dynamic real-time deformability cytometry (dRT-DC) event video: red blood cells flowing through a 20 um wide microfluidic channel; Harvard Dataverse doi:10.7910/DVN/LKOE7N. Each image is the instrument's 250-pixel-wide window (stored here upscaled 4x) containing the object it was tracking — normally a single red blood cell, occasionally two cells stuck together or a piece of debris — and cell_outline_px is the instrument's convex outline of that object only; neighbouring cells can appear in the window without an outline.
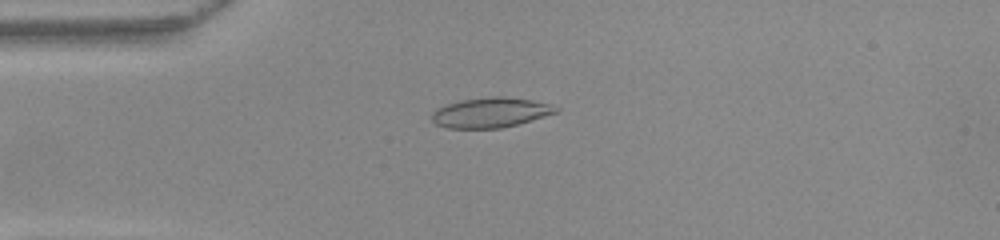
{"species": "common noctule bat (a hibernating species)", "species_latin": "Nyctalus noctula", "temperature_condition": "warm", "stored_images_in_passage": 51, "camera_frame_rate_fps": 3000, "um_per_image_px": 0.085, "animal": {"sex": "female", "body_mass_g": 22.0, "forearm_length_mm": 56.7}, "frame": {"image": 1, "passage_image": 13, "time_ms": 4.0, "image_size_px": [1000, 240], "cell_outline_px": [[560, 108], [556, 112], [516, 124], [500, 128], [448, 128], [436, 124], [432, 120], [432, 112], [436, 108], [460, 100], [492, 96], [504, 96], [532, 100], [548, 104]], "centroid_in_image_um": [41.65, 9.56], "position_along_channel_um": 43.4, "area_um2": 21.39}}
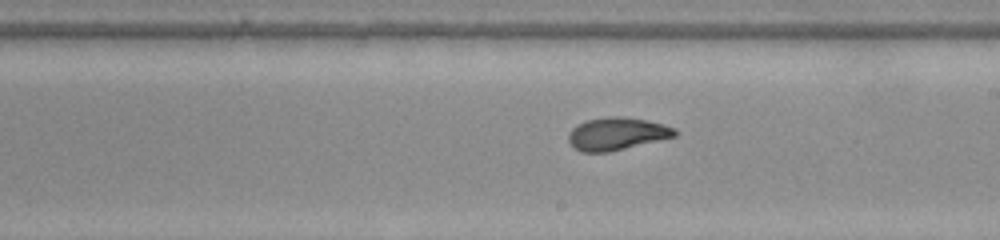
{"frame": {"image": 2, "passage_image": 29, "time_ms": 9.333, "image_size_px": [1000, 240], "cell_outline_px": [[676, 136], [608, 152], [580, 152], [568, 140], [568, 132], [576, 124], [588, 120], [608, 116], [620, 116], [648, 120], [664, 124], [676, 128]], "centroid_in_image_um": [52.42, 11.36], "position_along_channel_um": 236.6, "area_um2": 20.17}}
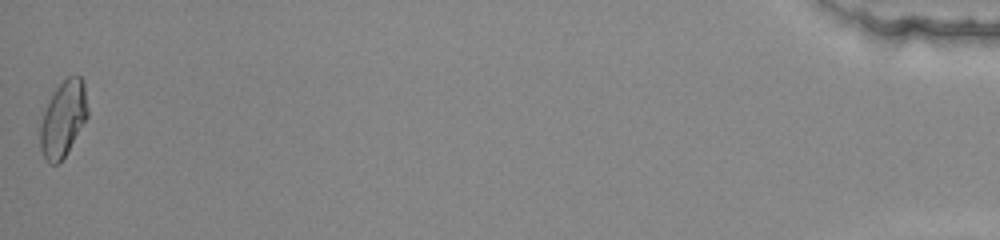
{"frame": {"image": 3, "passage_image": 51, "time_ms": 16.667, "image_size_px": [1000, 240], "cell_outline_px": [[88, 116], [64, 156], [56, 164], [52, 164], [44, 156], [40, 148], [40, 124], [44, 112], [56, 88], [68, 76], [80, 76], [84, 80], [88, 108]], "centroid_in_image_um": [5.39, 10.06], "position_along_channel_um": 429.8, "area_um2": 20.46}, "authors_computed_cell_mechanics": {"area_um2": 20.519, "velocity_mm_per_s": 4.0002, "shape_relaxation_time_tau1_ms": null, "shape_relaxation_time_tau2_ms": 1.231, "deformation_change_tau1": null, "deformation_change_tau2": 0.0536}}